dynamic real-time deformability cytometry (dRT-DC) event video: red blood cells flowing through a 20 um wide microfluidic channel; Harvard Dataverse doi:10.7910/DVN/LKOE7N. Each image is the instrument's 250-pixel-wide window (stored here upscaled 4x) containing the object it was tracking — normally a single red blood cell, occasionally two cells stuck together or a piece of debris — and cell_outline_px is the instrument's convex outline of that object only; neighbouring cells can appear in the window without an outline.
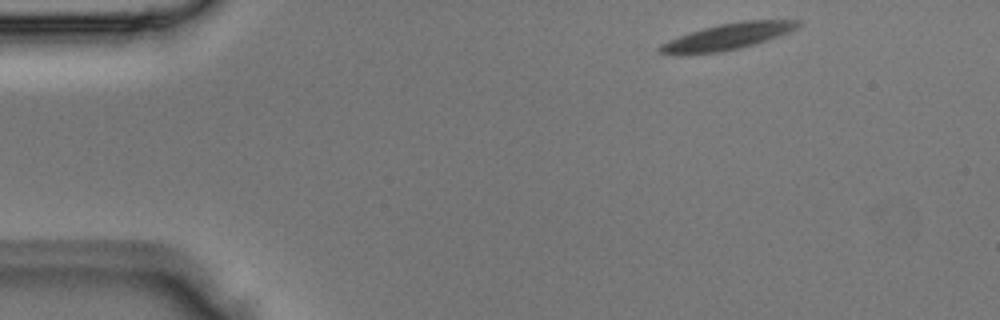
{"species": "Egyptian fruit bat (a non-hibernating species)", "species_latin": "Rousettus aegyptiacus", "temperature_condition": "room temperature", "stored_images_in_passage": 3, "camera_frame_rate_fps": 3000, "um_per_image_px": 0.085, "animal": {"sex": "male"}, "frame": {"image": 1, "passage_image": 1, "time_ms": 0.0, "image_size_px": [1000, 320], "cell_outline_px": [[804, 24], [788, 32], [768, 40], [740, 48], [720, 52], [672, 56], [660, 52], [656, 48], [660, 44], [668, 40], [704, 28], [720, 24], [744, 20], [804, 20]], "centroid_in_image_um": [61.83, 3.12], "position_along_channel_um": 23.2, "area_um2": 21.33}}